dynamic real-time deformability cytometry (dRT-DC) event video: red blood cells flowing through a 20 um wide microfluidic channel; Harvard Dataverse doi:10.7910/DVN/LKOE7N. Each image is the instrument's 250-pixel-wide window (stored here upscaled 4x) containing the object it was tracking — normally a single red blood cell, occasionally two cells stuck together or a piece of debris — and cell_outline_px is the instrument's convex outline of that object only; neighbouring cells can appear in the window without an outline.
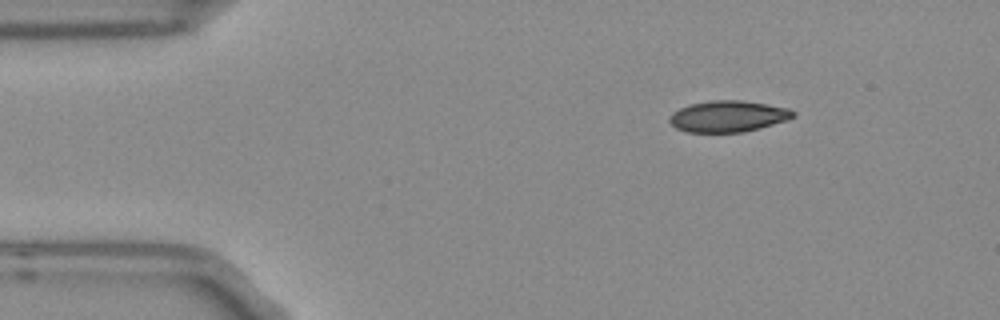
{"species": "Egyptian fruit bat (a non-hibernating species)", "species_latin": "Rousettus aegyptiacus", "temperature_condition": "room temperature", "stored_images_in_passage": 3, "camera_frame_rate_fps": 3000, "um_per_image_px": 0.085, "frame": {"image": 1, "passage_image": 1, "time_ms": 0.0, "image_size_px": [1000, 320], "cell_outline_px": [[796, 116], [788, 120], [760, 128], [744, 132], [688, 132], [676, 128], [668, 120], [668, 116], [672, 112], [680, 108], [692, 104], [712, 100], [744, 100], [788, 108], [796, 112]], "centroid_in_image_um": [61.9, 9.89], "position_along_channel_um": 23.1, "area_um2": 22.66}}